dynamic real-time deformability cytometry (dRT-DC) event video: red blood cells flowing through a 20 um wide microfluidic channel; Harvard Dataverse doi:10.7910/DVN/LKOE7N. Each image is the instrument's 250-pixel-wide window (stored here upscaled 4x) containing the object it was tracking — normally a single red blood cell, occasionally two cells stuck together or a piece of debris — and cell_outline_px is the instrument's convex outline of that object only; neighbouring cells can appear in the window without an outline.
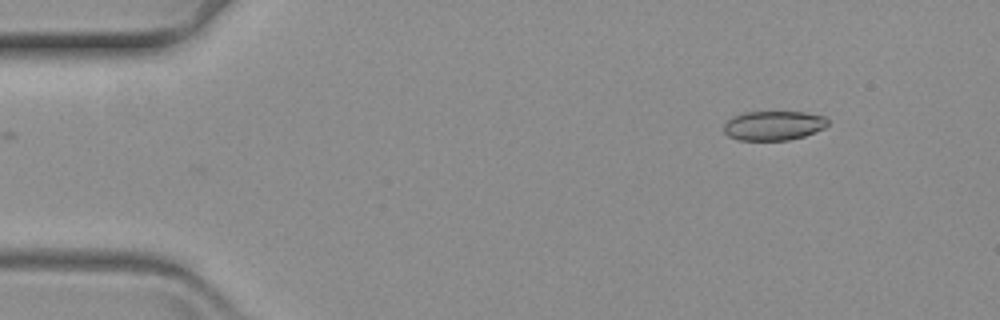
{"species": "common noctule bat (a hibernating species)", "species_latin": "Nyctalus noctula", "temperature_condition": "warm", "stored_images_in_passage": 43, "camera_frame_rate_fps": 3000, "um_per_image_px": 0.085, "animal": {"sex": "female", "body_mass_g": 19.3, "forearm_length_mm": 54.1}, "frame": {"image": 1, "passage_image": 1, "time_ms": 0.0, "image_size_px": [1000, 320], "cell_outline_px": [[828, 124], [824, 128], [804, 136], [788, 140], [740, 140], [728, 136], [724, 132], [724, 124], [732, 116], [744, 112], [804, 112], [824, 116], [828, 120]], "centroid_in_image_um": [65.74, 10.67], "position_along_channel_um": 19.3, "area_um2": 17.8}}
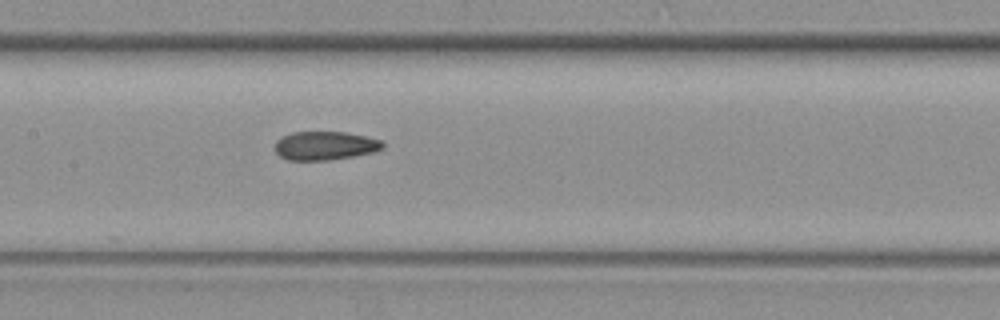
{"frame": {"image": 2, "passage_image": 23, "time_ms": 7.333, "image_size_px": [1000, 320], "cell_outline_px": [[384, 148], [376, 152], [328, 160], [288, 160], [280, 156], [276, 152], [276, 140], [292, 132], [348, 132], [384, 140]], "centroid_in_image_um": [27.69, 12.38], "position_along_channel_um": 179.7, "area_um2": 18.09}}
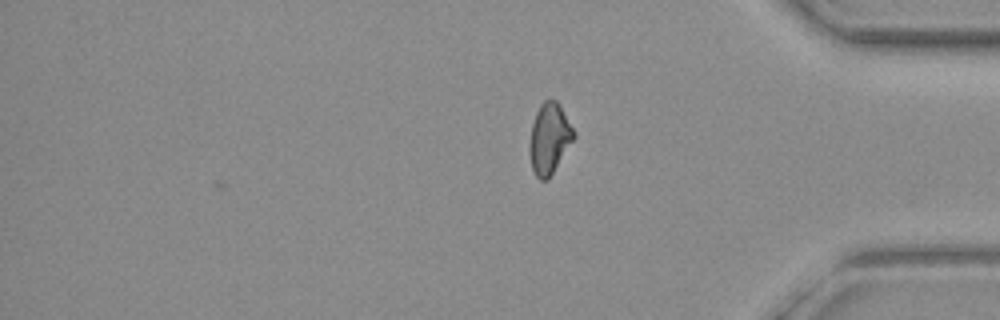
{"frame": {"image": 3, "passage_image": 43, "time_ms": 14.0, "image_size_px": [1000, 320], "cell_outline_px": [[576, 136], [548, 180], [540, 180], [536, 176], [532, 168], [528, 148], [532, 124], [536, 112], [540, 104], [544, 100], [556, 100], [576, 132]], "centroid_in_image_um": [46.69, 11.78], "position_along_channel_um": 388.5, "area_um2": 18.21}}